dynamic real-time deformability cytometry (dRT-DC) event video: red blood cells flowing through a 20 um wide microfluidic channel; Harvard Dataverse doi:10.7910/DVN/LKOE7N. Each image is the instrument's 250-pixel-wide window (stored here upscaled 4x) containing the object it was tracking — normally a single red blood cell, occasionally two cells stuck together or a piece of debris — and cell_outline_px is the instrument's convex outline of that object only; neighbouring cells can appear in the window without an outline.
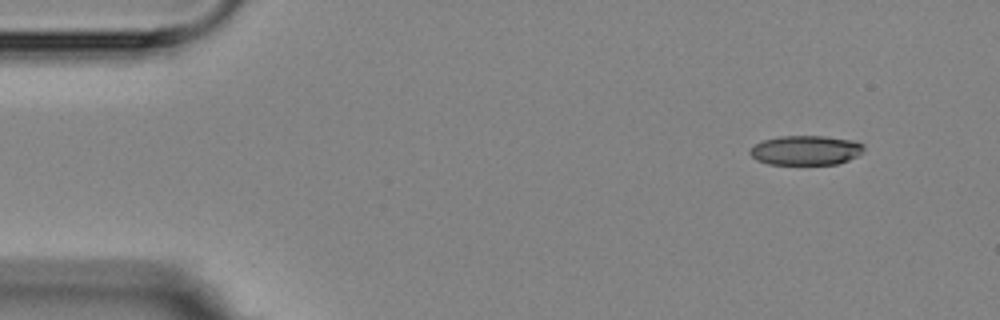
{"species": "Egyptian fruit bat (a non-hibernating species)", "species_latin": "Rousettus aegyptiacus", "temperature_condition": "room temperature", "stored_images_in_passage": 4, "camera_frame_rate_fps": 3000, "um_per_image_px": 0.085, "animal": {"sex": "female"}, "frame": {"image": 1, "passage_image": 1, "time_ms": 0.0, "image_size_px": [1000, 320], "cell_outline_px": [[864, 148], [856, 156], [848, 160], [836, 164], [768, 164], [756, 160], [748, 152], [756, 144], [764, 140], [780, 136], [824, 136], [852, 140], [864, 144]], "centroid_in_image_um": [68.48, 12.77], "position_along_channel_um": 16.5, "area_um2": 19.42}}
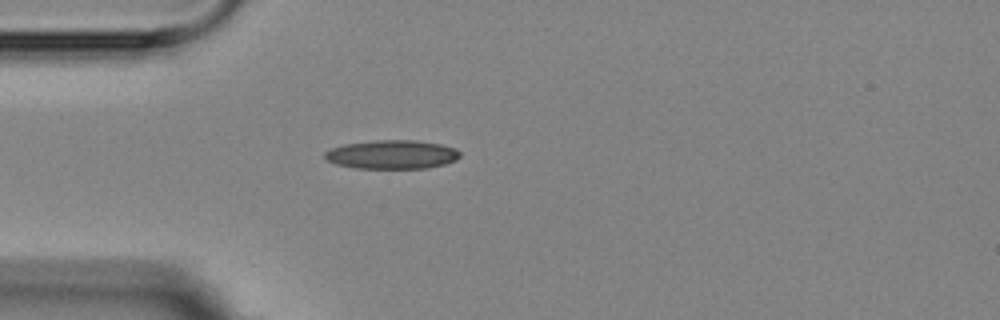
{"frame": {"image": 2, "passage_image": 4, "time_ms": 3.333, "image_size_px": [1000, 320], "cell_outline_px": [[460, 156], [456, 160], [444, 164], [428, 168], [352, 168], [336, 164], [328, 160], [324, 156], [324, 152], [332, 148], [344, 144], [376, 140], [416, 140], [440, 144], [456, 148], [460, 152]], "centroid_in_image_um": [33.33, 13.13], "position_along_channel_um": 51.7, "area_um2": 22.72}}